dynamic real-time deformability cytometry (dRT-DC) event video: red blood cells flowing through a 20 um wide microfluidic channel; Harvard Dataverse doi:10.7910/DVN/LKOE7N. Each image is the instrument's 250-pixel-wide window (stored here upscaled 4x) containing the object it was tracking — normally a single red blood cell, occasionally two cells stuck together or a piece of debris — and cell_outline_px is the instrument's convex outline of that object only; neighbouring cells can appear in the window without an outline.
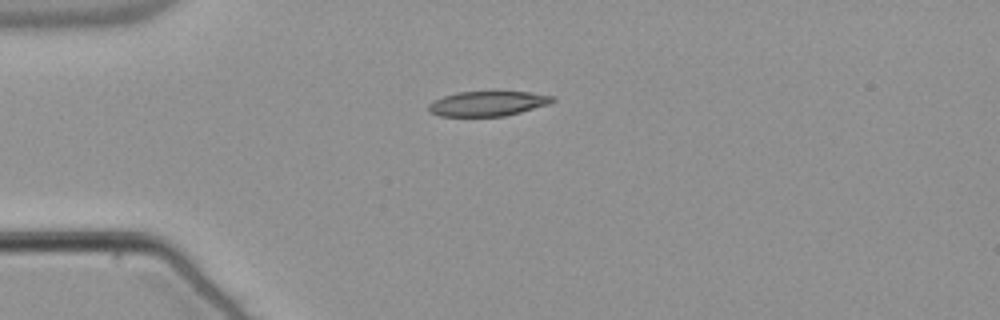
{"species": "common noctule bat (a hibernating species)", "species_latin": "Nyctalus noctula", "temperature_condition": "warm", "stored_images_in_passage": 41, "camera_frame_rate_fps": 3000, "um_per_image_px": 0.085, "animal": {"sex": "male", "body_mass_g": 21.5, "forearm_length_mm": 52.0}, "frame": {"image": 1, "passage_image": 1, "time_ms": 0.0, "image_size_px": [1000, 320], "cell_outline_px": [[556, 100], [548, 104], [520, 112], [504, 116], [440, 116], [428, 112], [428, 104], [444, 96], [456, 92], [532, 92], [556, 96]], "centroid_in_image_um": [41.47, 8.8], "position_along_channel_um": 43.5, "area_um2": 17.92}}
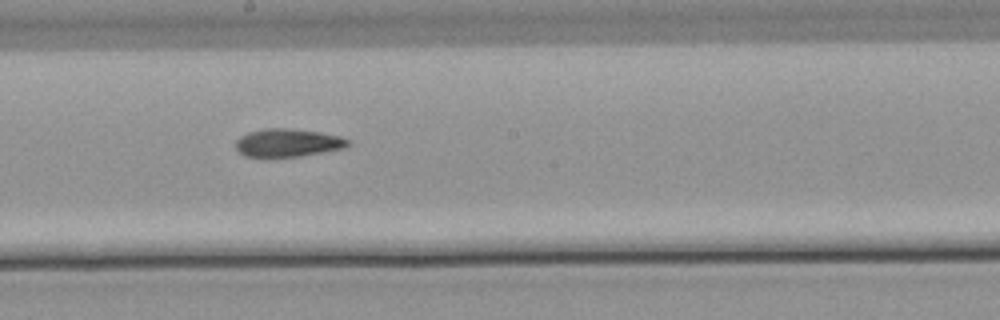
{"frame": {"image": 2, "passage_image": 17, "time_ms": 5.333, "image_size_px": [1000, 320], "cell_outline_px": [[352, 144], [344, 148], [300, 156], [244, 156], [236, 148], [236, 140], [240, 136], [248, 132], [264, 128], [292, 128], [320, 132], [340, 136], [352, 140]], "centroid_in_image_um": [24.51, 12.11], "position_along_channel_um": 223.7, "area_um2": 18.38}}
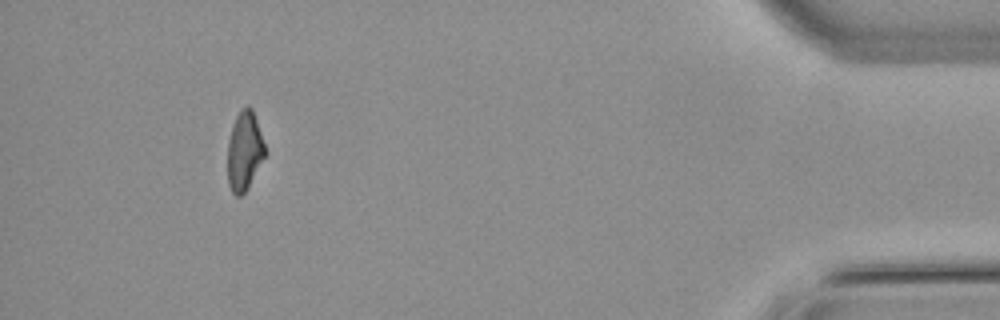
{"frame": {"image": 3, "passage_image": 37, "time_ms": 12.0, "image_size_px": [1000, 320], "cell_outline_px": [[268, 152], [244, 192], [240, 196], [236, 196], [232, 192], [228, 184], [228, 140], [232, 124], [240, 108], [248, 104], [252, 108]], "centroid_in_image_um": [20.78, 12.78], "position_along_channel_um": 414.4, "area_um2": 17.4}, "authors_computed_cell_mechanics": {"area_um2": 18.207, "velocity_mm_per_s": 3.8349, "shape_relaxation_time_tau1_ms": null, "shape_relaxation_time_tau2_ms": 4.4713, "deformation_change_tau1": null, "deformation_change_tau2": 0.1302}}